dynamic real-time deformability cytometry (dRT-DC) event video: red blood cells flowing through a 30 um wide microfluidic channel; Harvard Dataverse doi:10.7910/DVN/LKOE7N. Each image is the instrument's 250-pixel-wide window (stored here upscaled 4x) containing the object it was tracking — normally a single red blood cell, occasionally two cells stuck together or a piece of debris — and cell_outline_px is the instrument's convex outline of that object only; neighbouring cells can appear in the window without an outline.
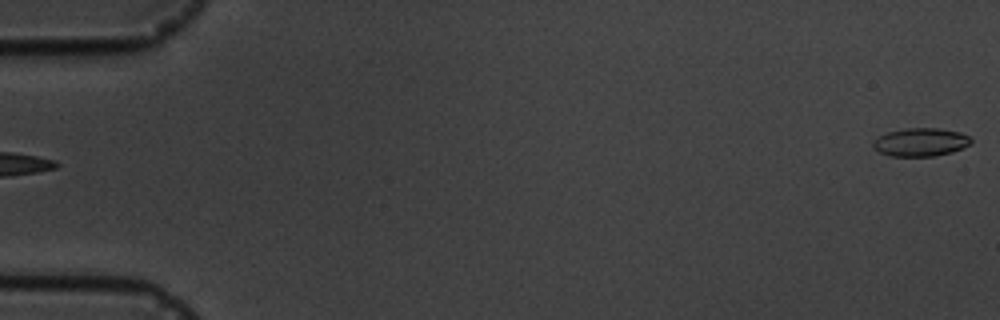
{"species": "common noctule bat (a hibernating species)", "species_latin": "Nyctalus noctula", "temperature_condition": "cold", "stored_images_in_passage": 6, "segment_of_instrument_passage": [2, 2], "camera_frame_rate_fps": 3000, "um_per_image_px": 0.085, "animal": {"sex": "male", "body_mass_g": 19.5, "forearm_length_mm": 54.6}, "frame": {"image": 1, "passage_image": 6, "time_ms": 5.667, "image_size_px": [1000, 320], "cell_outline_px": [[972, 140], [968, 144], [952, 152], [936, 156], [892, 156], [880, 152], [872, 148], [872, 140], [888, 132], [904, 128], [940, 128], [960, 132], [968, 136]], "centroid_in_image_um": [78.21, 12.08], "position_along_channel_um": 6.8, "area_um2": 16.07}}